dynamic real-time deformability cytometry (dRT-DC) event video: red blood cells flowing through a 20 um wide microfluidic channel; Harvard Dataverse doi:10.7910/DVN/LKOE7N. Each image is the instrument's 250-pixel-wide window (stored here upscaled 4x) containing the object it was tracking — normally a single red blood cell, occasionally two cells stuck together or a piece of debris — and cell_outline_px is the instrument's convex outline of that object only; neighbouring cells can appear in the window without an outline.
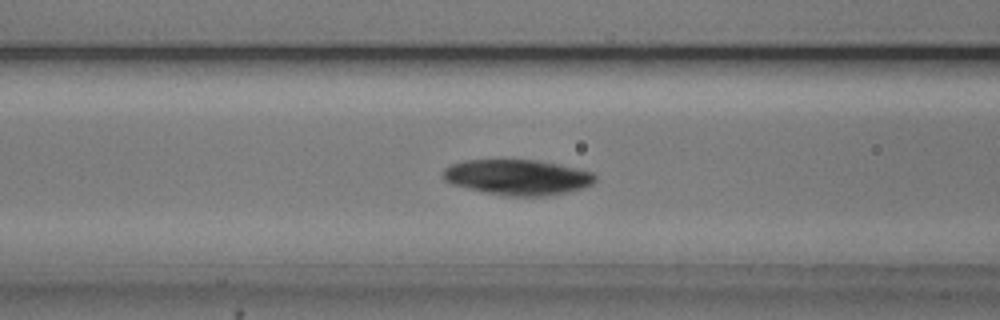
{"species": "common noctule bat (a hibernating species)", "species_latin": "Nyctalus noctula", "temperature_condition": "cold", "stored_images_in_passage": 52, "camera_frame_rate_fps": 3000, "um_per_image_px": 0.085, "animal": {"sex": "male", "body_mass_g": 20.5, "forearm_length_mm": 52.5}, "frame": {"image": 1, "passage_image": 20, "time_ms": 6.333, "image_size_px": [1000, 320], "cell_outline_px": [[596, 180], [592, 184], [584, 188], [568, 192], [544, 196], [504, 196], [468, 188], [452, 184], [444, 180], [444, 168], [452, 164], [464, 160], [536, 160], [560, 164], [592, 172], [596, 176]], "centroid_in_image_um": [44.02, 15.06], "position_along_channel_um": 122.6, "area_um2": 31.39}}
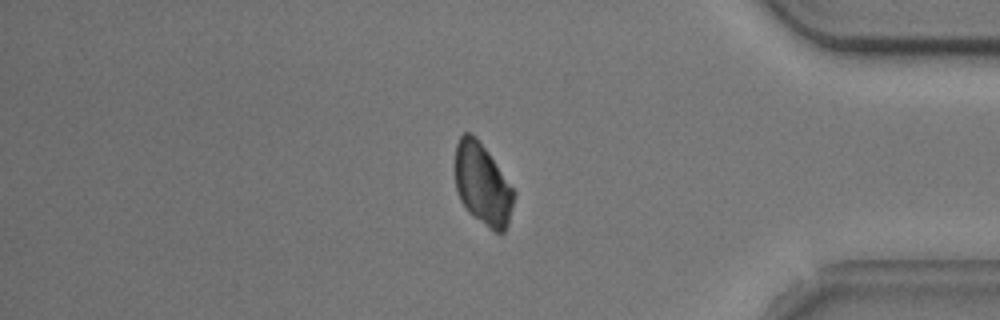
{"frame": {"image": 2, "passage_image": 44, "time_ms": 14.333, "image_size_px": [1000, 320], "cell_outline_px": [[516, 196], [508, 224], [504, 232], [500, 236], [472, 216], [468, 212], [460, 200], [456, 188], [456, 144], [460, 136], [464, 132], [472, 132], [476, 136], [488, 152], [516, 192]], "centroid_in_image_um": [41.04, 15.7], "position_along_channel_um": 394.2, "area_um2": 28.21}}
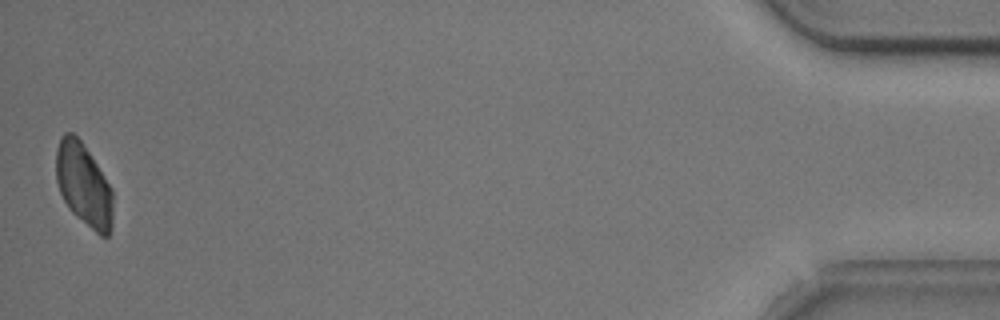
{"frame": {"image": 3, "passage_image": 52, "time_ms": 17.0, "image_size_px": [1000, 320], "cell_outline_px": [[112, 228], [108, 236], [100, 236], [76, 216], [68, 208], [60, 192], [56, 180], [56, 148], [60, 136], [64, 132], [72, 132], [80, 140], [92, 156], [112, 188]], "centroid_in_image_um": [7.1, 15.7], "position_along_channel_um": 428.1, "area_um2": 27.57}}